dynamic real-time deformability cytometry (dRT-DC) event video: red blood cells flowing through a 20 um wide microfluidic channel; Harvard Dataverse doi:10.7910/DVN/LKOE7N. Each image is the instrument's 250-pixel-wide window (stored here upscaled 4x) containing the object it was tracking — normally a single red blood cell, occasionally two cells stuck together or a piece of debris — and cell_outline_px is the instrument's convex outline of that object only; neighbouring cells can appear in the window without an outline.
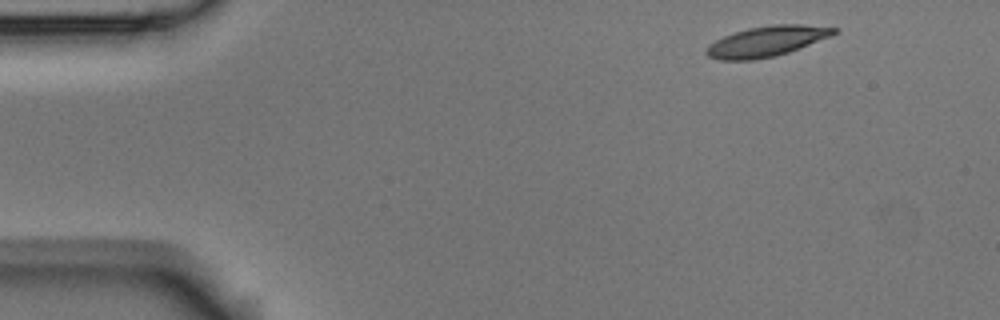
{"species": "Egyptian fruit bat (a non-hibernating species)", "species_latin": "Rousettus aegyptiacus", "temperature_condition": "room temperature", "stored_images_in_passage": 5, "camera_frame_rate_fps": 3000, "um_per_image_px": 0.085, "animal": {"sex": "male"}, "frame": {"image": 1, "passage_image": 1, "time_ms": 0.0, "image_size_px": [1000, 320], "cell_outline_px": [[840, 28], [832, 36], [788, 52], [772, 56], [752, 60], [716, 60], [708, 56], [704, 52], [704, 48], [708, 44], [724, 36], [748, 28], [772, 24], [800, 24]], "centroid_in_image_um": [65.14, 3.51], "position_along_channel_um": 19.9, "area_um2": 22.6}}
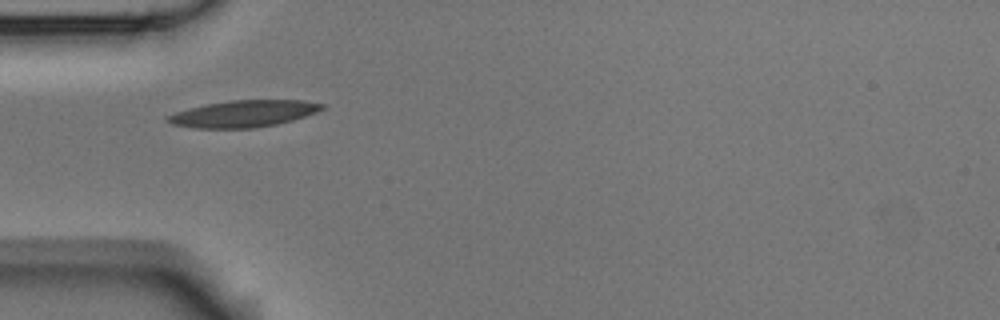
{"frame": {"image": 2, "passage_image": 4, "time_ms": 3.667, "image_size_px": [1000, 320], "cell_outline_px": [[324, 108], [316, 112], [292, 120], [276, 124], [252, 128], [196, 128], [172, 124], [164, 120], [164, 116], [176, 112], [208, 104], [228, 100], [304, 100], [324, 104]], "centroid_in_image_um": [20.68, 9.66], "position_along_channel_um": 64.3, "area_um2": 23.87}}
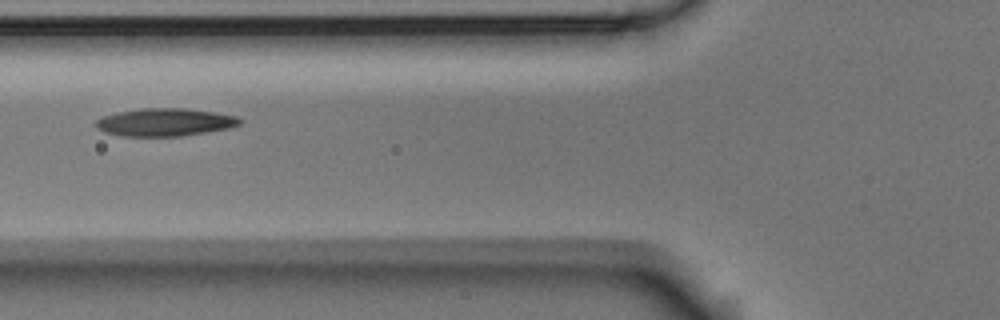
{"frame": {"image": 3, "passage_image": 5, "time_ms": 5.0, "image_size_px": [1000, 320], "cell_outline_px": [[244, 120], [240, 124], [228, 128], [180, 136], [120, 136], [104, 132], [96, 128], [96, 120], [104, 116], [120, 112], [140, 108], [184, 108], [216, 112], [236, 116]], "centroid_in_image_um": [14.02, 10.38], "position_along_channel_um": 111.8, "area_um2": 23.24}}